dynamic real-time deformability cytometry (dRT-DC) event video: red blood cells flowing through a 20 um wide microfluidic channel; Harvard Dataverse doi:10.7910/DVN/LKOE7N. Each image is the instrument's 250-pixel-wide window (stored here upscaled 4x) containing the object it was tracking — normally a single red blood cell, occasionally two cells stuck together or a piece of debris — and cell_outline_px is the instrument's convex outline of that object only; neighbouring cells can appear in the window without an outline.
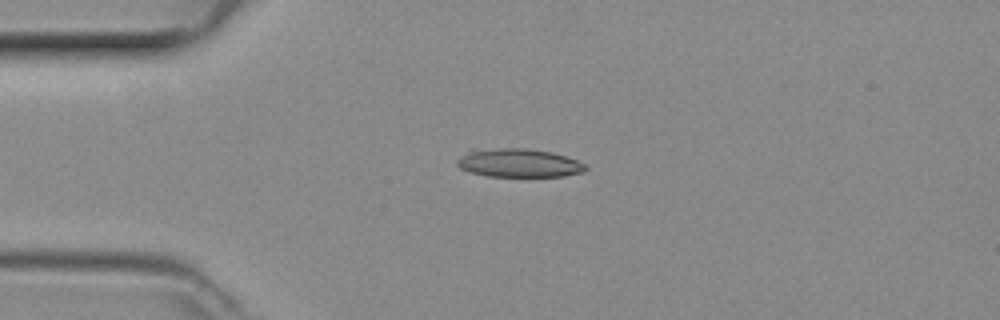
{"species": "common noctule bat (a hibernating species)", "species_latin": "Nyctalus noctula", "temperature_condition": "room temperature", "stored_images_in_passage": 39, "camera_frame_rate_fps": 3000, "um_per_image_px": 0.085, "animal": {"sex": "female", "body_mass_g": 29.2, "forearm_length_mm": 56.3}, "frame": {"image": 1, "passage_image": 2, "time_ms": 0.333, "image_size_px": [1000, 320], "cell_outline_px": [[588, 168], [584, 172], [564, 176], [488, 176], [468, 172], [460, 168], [456, 164], [456, 160], [460, 156], [472, 148], [528, 148], [552, 152], [576, 160], [584, 164]], "centroid_in_image_um": [44.04, 13.84], "position_along_channel_um": 41.0, "area_um2": 21.62}}
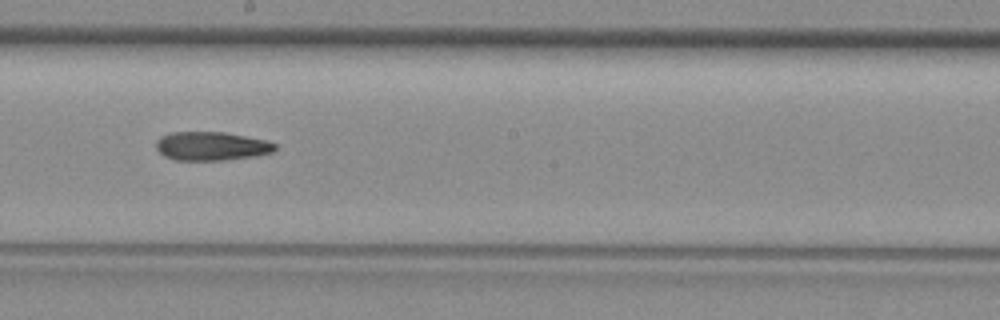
{"frame": {"image": 2, "passage_image": 17, "time_ms": 5.333, "image_size_px": [1000, 320], "cell_outline_px": [[276, 148], [272, 152], [256, 156], [228, 160], [176, 160], [164, 156], [156, 148], [156, 140], [160, 136], [172, 132], [224, 132], [268, 140], [276, 144]], "centroid_in_image_um": [17.98, 12.42], "position_along_channel_um": 230.2, "area_um2": 20.06}}
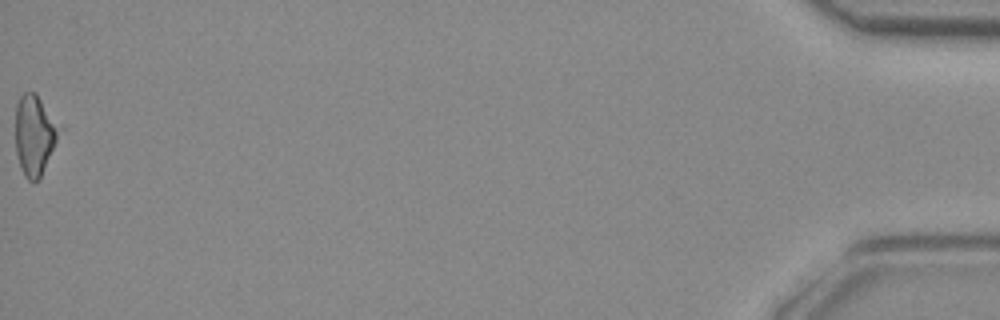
{"frame": {"image": 3, "passage_image": 39, "time_ms": 12.667, "image_size_px": [1000, 320], "cell_outline_px": [[64, 128], [40, 176], [36, 180], [28, 180], [24, 176], [16, 152], [16, 104], [20, 96], [24, 92], [36, 92]], "centroid_in_image_um": [2.98, 11.41], "position_along_channel_um": 432.2, "area_um2": 20.69}}